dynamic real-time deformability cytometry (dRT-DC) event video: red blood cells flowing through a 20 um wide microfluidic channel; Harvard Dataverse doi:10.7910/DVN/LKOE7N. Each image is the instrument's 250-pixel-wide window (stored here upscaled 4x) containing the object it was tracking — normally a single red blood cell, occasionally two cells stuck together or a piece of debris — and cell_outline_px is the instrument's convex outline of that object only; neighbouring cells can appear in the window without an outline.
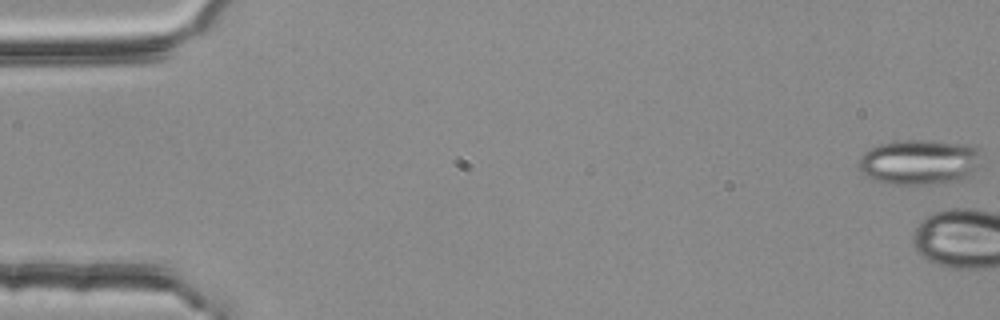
{"species": "common noctule bat (a hibernating species)", "species_latin": "Nyctalus noctula", "temperature_condition": "room temperature", "stored_images_in_passage": 5, "camera_frame_rate_fps": 3000, "um_per_image_px": 0.085, "animal": {"sex": "female", "body_mass_g": 25.1}, "frame": {"image": 1, "passage_image": 1, "time_ms": 0.0, "image_size_px": [1000, 320], "cell_outline_px": [[980, 164], [960, 180], [928, 184], [888, 184], [872, 180], [860, 172], [856, 164], [860, 156], [864, 152], [880, 144], [896, 140], [924, 140], [972, 144], [976, 148]], "centroid_in_image_um": [78.06, 13.77], "position_along_channel_um": 6.9, "area_um2": 32.37}}